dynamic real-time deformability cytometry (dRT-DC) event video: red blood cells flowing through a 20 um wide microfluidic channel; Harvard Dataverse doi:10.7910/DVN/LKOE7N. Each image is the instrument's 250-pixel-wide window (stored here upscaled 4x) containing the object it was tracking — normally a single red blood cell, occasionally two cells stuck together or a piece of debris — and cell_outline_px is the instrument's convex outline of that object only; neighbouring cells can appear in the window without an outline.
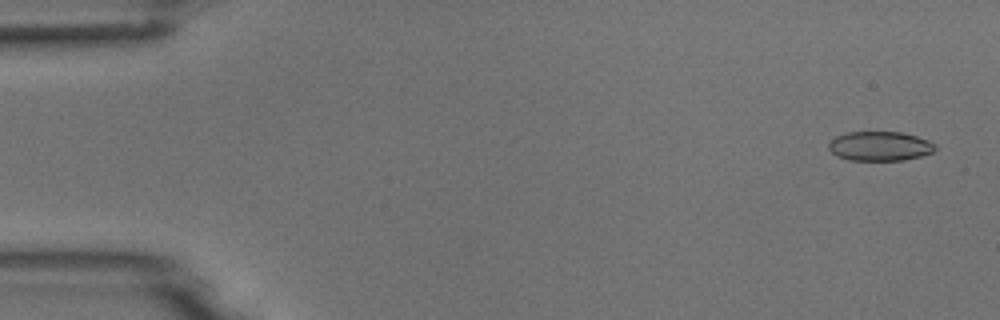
{"species": "common noctule bat (a hibernating species)", "species_latin": "Nyctalus noctula", "temperature_condition": "room temperature", "stored_images_in_passage": 7, "camera_frame_rate_fps": 3000, "um_per_image_px": 0.085, "animal": {"sex": "male", "body_mass_g": 18.8}, "frame": {"image": 1, "passage_image": 1, "time_ms": 0.0, "image_size_px": [1000, 320], "cell_outline_px": [[936, 148], [932, 152], [920, 156], [904, 160], [848, 160], [836, 156], [828, 148], [828, 144], [836, 136], [848, 132], [900, 132], [916, 136], [928, 140], [936, 144]], "centroid_in_image_um": [74.78, 12.42], "position_along_channel_um": 10.2, "area_um2": 18.21}}